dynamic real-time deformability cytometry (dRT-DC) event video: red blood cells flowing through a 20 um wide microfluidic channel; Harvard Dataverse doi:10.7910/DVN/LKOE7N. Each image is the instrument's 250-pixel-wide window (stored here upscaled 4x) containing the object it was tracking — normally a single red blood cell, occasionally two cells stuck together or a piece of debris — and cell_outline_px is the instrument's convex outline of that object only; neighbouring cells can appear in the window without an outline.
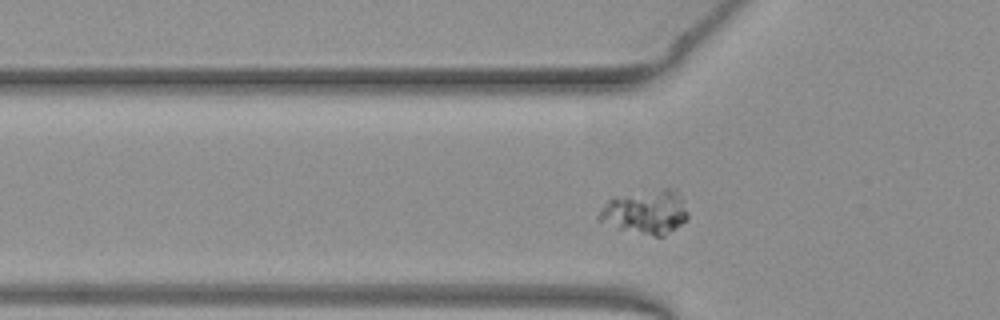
{"species": "common noctule bat (a hibernating species)", "species_latin": "Nyctalus noctula", "temperature_condition": "warm", "stored_images_in_passage": 41, "camera_frame_rate_fps": 3000, "um_per_image_px": 0.085, "animal": {"sex": "female", "body_mass_g": 19.3, "forearm_length_mm": 54.1}, "frame": {"image": 1, "passage_image": 5, "time_ms": 1.333, "image_size_px": [1000, 320], "cell_outline_px": [[688, 220], [664, 236], [656, 236], [620, 228], [596, 220], [596, 216], [600, 208], [612, 196], [664, 188], [676, 188], [688, 212]], "centroid_in_image_um": [54.87, 17.99], "position_along_channel_um": 70.9, "area_um2": 22.95}}
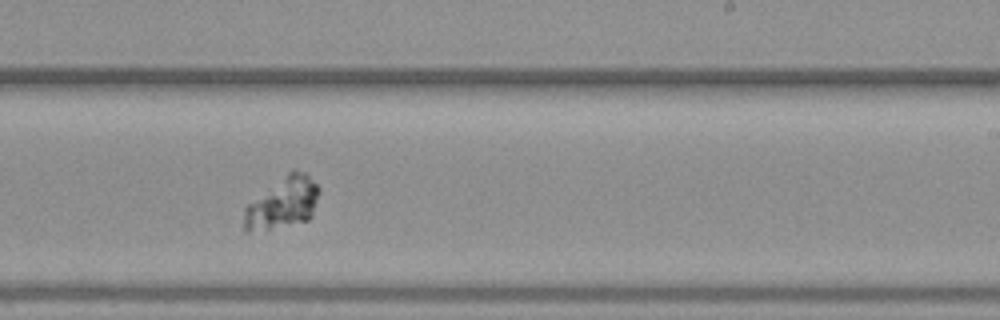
{"frame": {"image": 2, "passage_image": 20, "time_ms": 6.333, "image_size_px": [1000, 320], "cell_outline_px": [[320, 192], [312, 216], [308, 220], [248, 232], [244, 232], [244, 208], [248, 204], [292, 168], [296, 168], [304, 172], [320, 188]], "centroid_in_image_um": [24.05, 17.22], "position_along_channel_um": 264.9, "area_um2": 22.2}}
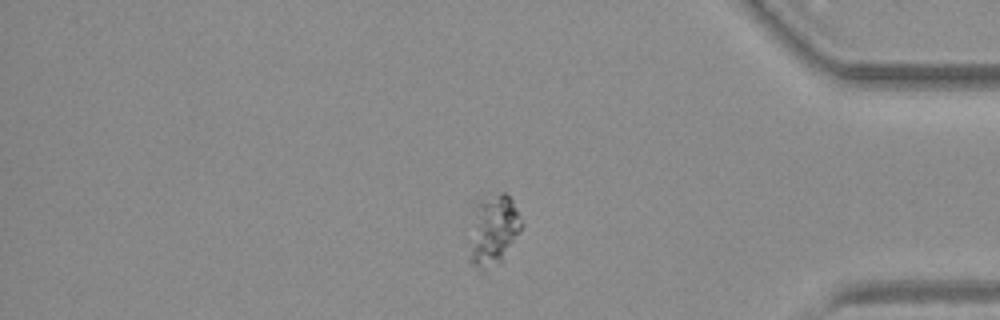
{"frame": {"image": 3, "passage_image": 32, "time_ms": 10.333, "image_size_px": [1000, 320], "cell_outline_px": [[520, 232], [500, 264], [480, 272], [468, 260], [468, 256], [476, 204], [500, 192], [504, 192], [512, 200], [520, 220]], "centroid_in_image_um": [41.92, 19.66], "position_along_channel_um": 393.3, "area_um2": 20.98}}